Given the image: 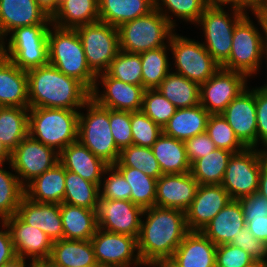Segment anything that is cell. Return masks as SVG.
Instances as JSON below:
<instances>
[{
	"mask_svg": "<svg viewBox=\"0 0 267 267\" xmlns=\"http://www.w3.org/2000/svg\"><path fill=\"white\" fill-rule=\"evenodd\" d=\"M207 6L223 7L229 5L231 8L241 10V0H206Z\"/></svg>",
	"mask_w": 267,
	"mask_h": 267,
	"instance_id": "obj_60",
	"label": "cell"
},
{
	"mask_svg": "<svg viewBox=\"0 0 267 267\" xmlns=\"http://www.w3.org/2000/svg\"><path fill=\"white\" fill-rule=\"evenodd\" d=\"M10 163L11 162V152L0 140V163Z\"/></svg>",
	"mask_w": 267,
	"mask_h": 267,
	"instance_id": "obj_63",
	"label": "cell"
},
{
	"mask_svg": "<svg viewBox=\"0 0 267 267\" xmlns=\"http://www.w3.org/2000/svg\"><path fill=\"white\" fill-rule=\"evenodd\" d=\"M0 107H29L27 71L0 57Z\"/></svg>",
	"mask_w": 267,
	"mask_h": 267,
	"instance_id": "obj_25",
	"label": "cell"
},
{
	"mask_svg": "<svg viewBox=\"0 0 267 267\" xmlns=\"http://www.w3.org/2000/svg\"><path fill=\"white\" fill-rule=\"evenodd\" d=\"M247 12L236 24L233 31L232 48L228 60L221 68L243 73L248 78L257 75L265 59V28L267 19L256 12L259 31Z\"/></svg>",
	"mask_w": 267,
	"mask_h": 267,
	"instance_id": "obj_3",
	"label": "cell"
},
{
	"mask_svg": "<svg viewBox=\"0 0 267 267\" xmlns=\"http://www.w3.org/2000/svg\"><path fill=\"white\" fill-rule=\"evenodd\" d=\"M209 116L210 114L201 104L177 109L163 127V133L185 142L189 138L206 132Z\"/></svg>",
	"mask_w": 267,
	"mask_h": 267,
	"instance_id": "obj_28",
	"label": "cell"
},
{
	"mask_svg": "<svg viewBox=\"0 0 267 267\" xmlns=\"http://www.w3.org/2000/svg\"><path fill=\"white\" fill-rule=\"evenodd\" d=\"M206 133L214 142L216 148L233 153L243 151L246 147L236 137L233 129L222 114H210Z\"/></svg>",
	"mask_w": 267,
	"mask_h": 267,
	"instance_id": "obj_45",
	"label": "cell"
},
{
	"mask_svg": "<svg viewBox=\"0 0 267 267\" xmlns=\"http://www.w3.org/2000/svg\"><path fill=\"white\" fill-rule=\"evenodd\" d=\"M254 261L249 253L231 243L216 247V267H245Z\"/></svg>",
	"mask_w": 267,
	"mask_h": 267,
	"instance_id": "obj_51",
	"label": "cell"
},
{
	"mask_svg": "<svg viewBox=\"0 0 267 267\" xmlns=\"http://www.w3.org/2000/svg\"><path fill=\"white\" fill-rule=\"evenodd\" d=\"M3 55V41L0 38V57Z\"/></svg>",
	"mask_w": 267,
	"mask_h": 267,
	"instance_id": "obj_69",
	"label": "cell"
},
{
	"mask_svg": "<svg viewBox=\"0 0 267 267\" xmlns=\"http://www.w3.org/2000/svg\"><path fill=\"white\" fill-rule=\"evenodd\" d=\"M246 148H257L255 88L247 87L221 113Z\"/></svg>",
	"mask_w": 267,
	"mask_h": 267,
	"instance_id": "obj_17",
	"label": "cell"
},
{
	"mask_svg": "<svg viewBox=\"0 0 267 267\" xmlns=\"http://www.w3.org/2000/svg\"><path fill=\"white\" fill-rule=\"evenodd\" d=\"M113 166L132 167L155 179L163 175L152 149L148 147L130 145L122 149L118 161Z\"/></svg>",
	"mask_w": 267,
	"mask_h": 267,
	"instance_id": "obj_42",
	"label": "cell"
},
{
	"mask_svg": "<svg viewBox=\"0 0 267 267\" xmlns=\"http://www.w3.org/2000/svg\"><path fill=\"white\" fill-rule=\"evenodd\" d=\"M246 227L245 217L238 200L229 203L201 230L216 246L231 243L240 229Z\"/></svg>",
	"mask_w": 267,
	"mask_h": 267,
	"instance_id": "obj_26",
	"label": "cell"
},
{
	"mask_svg": "<svg viewBox=\"0 0 267 267\" xmlns=\"http://www.w3.org/2000/svg\"><path fill=\"white\" fill-rule=\"evenodd\" d=\"M238 201L241 204L246 224L251 221V218H266L267 198L258 192L241 197Z\"/></svg>",
	"mask_w": 267,
	"mask_h": 267,
	"instance_id": "obj_54",
	"label": "cell"
},
{
	"mask_svg": "<svg viewBox=\"0 0 267 267\" xmlns=\"http://www.w3.org/2000/svg\"><path fill=\"white\" fill-rule=\"evenodd\" d=\"M99 85H102L103 93L100 92ZM144 91L143 86L122 82L103 72L96 77L91 99L107 109L137 112L141 111Z\"/></svg>",
	"mask_w": 267,
	"mask_h": 267,
	"instance_id": "obj_16",
	"label": "cell"
},
{
	"mask_svg": "<svg viewBox=\"0 0 267 267\" xmlns=\"http://www.w3.org/2000/svg\"><path fill=\"white\" fill-rule=\"evenodd\" d=\"M99 21L98 0H61L51 23L60 28L75 29Z\"/></svg>",
	"mask_w": 267,
	"mask_h": 267,
	"instance_id": "obj_31",
	"label": "cell"
},
{
	"mask_svg": "<svg viewBox=\"0 0 267 267\" xmlns=\"http://www.w3.org/2000/svg\"><path fill=\"white\" fill-rule=\"evenodd\" d=\"M232 200L221 184L199 185L185 211L189 231H201Z\"/></svg>",
	"mask_w": 267,
	"mask_h": 267,
	"instance_id": "obj_19",
	"label": "cell"
},
{
	"mask_svg": "<svg viewBox=\"0 0 267 267\" xmlns=\"http://www.w3.org/2000/svg\"><path fill=\"white\" fill-rule=\"evenodd\" d=\"M49 260L60 267H96L98 265L90 240L54 241Z\"/></svg>",
	"mask_w": 267,
	"mask_h": 267,
	"instance_id": "obj_30",
	"label": "cell"
},
{
	"mask_svg": "<svg viewBox=\"0 0 267 267\" xmlns=\"http://www.w3.org/2000/svg\"><path fill=\"white\" fill-rule=\"evenodd\" d=\"M266 0H241V10L247 12H256Z\"/></svg>",
	"mask_w": 267,
	"mask_h": 267,
	"instance_id": "obj_61",
	"label": "cell"
},
{
	"mask_svg": "<svg viewBox=\"0 0 267 267\" xmlns=\"http://www.w3.org/2000/svg\"><path fill=\"white\" fill-rule=\"evenodd\" d=\"M266 67H267V65H266ZM264 87L267 89V83L264 84Z\"/></svg>",
	"mask_w": 267,
	"mask_h": 267,
	"instance_id": "obj_71",
	"label": "cell"
},
{
	"mask_svg": "<svg viewBox=\"0 0 267 267\" xmlns=\"http://www.w3.org/2000/svg\"><path fill=\"white\" fill-rule=\"evenodd\" d=\"M233 152L215 148L191 164L190 173L199 185L221 184Z\"/></svg>",
	"mask_w": 267,
	"mask_h": 267,
	"instance_id": "obj_36",
	"label": "cell"
},
{
	"mask_svg": "<svg viewBox=\"0 0 267 267\" xmlns=\"http://www.w3.org/2000/svg\"><path fill=\"white\" fill-rule=\"evenodd\" d=\"M102 180L99 187L100 198L130 201L131 187L113 165L105 169Z\"/></svg>",
	"mask_w": 267,
	"mask_h": 267,
	"instance_id": "obj_48",
	"label": "cell"
},
{
	"mask_svg": "<svg viewBox=\"0 0 267 267\" xmlns=\"http://www.w3.org/2000/svg\"><path fill=\"white\" fill-rule=\"evenodd\" d=\"M151 149L163 175L190 172L191 164L183 141L162 133Z\"/></svg>",
	"mask_w": 267,
	"mask_h": 267,
	"instance_id": "obj_32",
	"label": "cell"
},
{
	"mask_svg": "<svg viewBox=\"0 0 267 267\" xmlns=\"http://www.w3.org/2000/svg\"><path fill=\"white\" fill-rule=\"evenodd\" d=\"M75 29L81 39L90 69L96 75L106 72L120 50L117 27L98 21Z\"/></svg>",
	"mask_w": 267,
	"mask_h": 267,
	"instance_id": "obj_11",
	"label": "cell"
},
{
	"mask_svg": "<svg viewBox=\"0 0 267 267\" xmlns=\"http://www.w3.org/2000/svg\"><path fill=\"white\" fill-rule=\"evenodd\" d=\"M243 73L220 68L200 85V104L209 114H221L248 85Z\"/></svg>",
	"mask_w": 267,
	"mask_h": 267,
	"instance_id": "obj_15",
	"label": "cell"
},
{
	"mask_svg": "<svg viewBox=\"0 0 267 267\" xmlns=\"http://www.w3.org/2000/svg\"><path fill=\"white\" fill-rule=\"evenodd\" d=\"M132 145L151 148L163 129L142 111L130 112Z\"/></svg>",
	"mask_w": 267,
	"mask_h": 267,
	"instance_id": "obj_47",
	"label": "cell"
},
{
	"mask_svg": "<svg viewBox=\"0 0 267 267\" xmlns=\"http://www.w3.org/2000/svg\"><path fill=\"white\" fill-rule=\"evenodd\" d=\"M206 7V0H155V9L168 20L174 29L177 25L176 20H173V15L177 19L196 25Z\"/></svg>",
	"mask_w": 267,
	"mask_h": 267,
	"instance_id": "obj_40",
	"label": "cell"
},
{
	"mask_svg": "<svg viewBox=\"0 0 267 267\" xmlns=\"http://www.w3.org/2000/svg\"><path fill=\"white\" fill-rule=\"evenodd\" d=\"M216 247L201 231H189L172 260L180 267H216Z\"/></svg>",
	"mask_w": 267,
	"mask_h": 267,
	"instance_id": "obj_24",
	"label": "cell"
},
{
	"mask_svg": "<svg viewBox=\"0 0 267 267\" xmlns=\"http://www.w3.org/2000/svg\"><path fill=\"white\" fill-rule=\"evenodd\" d=\"M170 47L166 46L140 53L142 63V86L145 89L157 88L167 74L172 70L167 52ZM171 67V68H170Z\"/></svg>",
	"mask_w": 267,
	"mask_h": 267,
	"instance_id": "obj_37",
	"label": "cell"
},
{
	"mask_svg": "<svg viewBox=\"0 0 267 267\" xmlns=\"http://www.w3.org/2000/svg\"><path fill=\"white\" fill-rule=\"evenodd\" d=\"M87 113L79 111L78 140L95 156L109 166L114 165L120 156L109 124V109L89 99L84 106Z\"/></svg>",
	"mask_w": 267,
	"mask_h": 267,
	"instance_id": "obj_6",
	"label": "cell"
},
{
	"mask_svg": "<svg viewBox=\"0 0 267 267\" xmlns=\"http://www.w3.org/2000/svg\"><path fill=\"white\" fill-rule=\"evenodd\" d=\"M29 107H0V140L12 152L28 135Z\"/></svg>",
	"mask_w": 267,
	"mask_h": 267,
	"instance_id": "obj_35",
	"label": "cell"
},
{
	"mask_svg": "<svg viewBox=\"0 0 267 267\" xmlns=\"http://www.w3.org/2000/svg\"><path fill=\"white\" fill-rule=\"evenodd\" d=\"M38 5L52 17L54 13L58 10L61 0H36Z\"/></svg>",
	"mask_w": 267,
	"mask_h": 267,
	"instance_id": "obj_58",
	"label": "cell"
},
{
	"mask_svg": "<svg viewBox=\"0 0 267 267\" xmlns=\"http://www.w3.org/2000/svg\"><path fill=\"white\" fill-rule=\"evenodd\" d=\"M16 215L24 223L42 230L53 242L63 239L60 204L34 202L24 195Z\"/></svg>",
	"mask_w": 267,
	"mask_h": 267,
	"instance_id": "obj_22",
	"label": "cell"
},
{
	"mask_svg": "<svg viewBox=\"0 0 267 267\" xmlns=\"http://www.w3.org/2000/svg\"><path fill=\"white\" fill-rule=\"evenodd\" d=\"M117 29L120 50L136 54L166 46L176 30L156 9L121 24Z\"/></svg>",
	"mask_w": 267,
	"mask_h": 267,
	"instance_id": "obj_7",
	"label": "cell"
},
{
	"mask_svg": "<svg viewBox=\"0 0 267 267\" xmlns=\"http://www.w3.org/2000/svg\"><path fill=\"white\" fill-rule=\"evenodd\" d=\"M144 209L128 200H111L99 197L95 215L98 228L138 239Z\"/></svg>",
	"mask_w": 267,
	"mask_h": 267,
	"instance_id": "obj_14",
	"label": "cell"
},
{
	"mask_svg": "<svg viewBox=\"0 0 267 267\" xmlns=\"http://www.w3.org/2000/svg\"><path fill=\"white\" fill-rule=\"evenodd\" d=\"M31 267H60V266L55 265L49 259H45V260H40V261L33 262Z\"/></svg>",
	"mask_w": 267,
	"mask_h": 267,
	"instance_id": "obj_65",
	"label": "cell"
},
{
	"mask_svg": "<svg viewBox=\"0 0 267 267\" xmlns=\"http://www.w3.org/2000/svg\"><path fill=\"white\" fill-rule=\"evenodd\" d=\"M176 110L177 108L157 88L145 89L141 111L162 129Z\"/></svg>",
	"mask_w": 267,
	"mask_h": 267,
	"instance_id": "obj_46",
	"label": "cell"
},
{
	"mask_svg": "<svg viewBox=\"0 0 267 267\" xmlns=\"http://www.w3.org/2000/svg\"><path fill=\"white\" fill-rule=\"evenodd\" d=\"M0 227V266H2L12 261L16 254L8 228L3 222Z\"/></svg>",
	"mask_w": 267,
	"mask_h": 267,
	"instance_id": "obj_56",
	"label": "cell"
},
{
	"mask_svg": "<svg viewBox=\"0 0 267 267\" xmlns=\"http://www.w3.org/2000/svg\"><path fill=\"white\" fill-rule=\"evenodd\" d=\"M4 167V168H3ZM25 195L24 186L16 174L5 170L0 163V222L17 213L20 201Z\"/></svg>",
	"mask_w": 267,
	"mask_h": 267,
	"instance_id": "obj_41",
	"label": "cell"
},
{
	"mask_svg": "<svg viewBox=\"0 0 267 267\" xmlns=\"http://www.w3.org/2000/svg\"><path fill=\"white\" fill-rule=\"evenodd\" d=\"M59 163L70 172L100 187L103 173L109 166L101 158L95 156L79 140L70 143L59 153Z\"/></svg>",
	"mask_w": 267,
	"mask_h": 267,
	"instance_id": "obj_23",
	"label": "cell"
},
{
	"mask_svg": "<svg viewBox=\"0 0 267 267\" xmlns=\"http://www.w3.org/2000/svg\"><path fill=\"white\" fill-rule=\"evenodd\" d=\"M245 267H267V262L261 260H255L254 262Z\"/></svg>",
	"mask_w": 267,
	"mask_h": 267,
	"instance_id": "obj_67",
	"label": "cell"
},
{
	"mask_svg": "<svg viewBox=\"0 0 267 267\" xmlns=\"http://www.w3.org/2000/svg\"><path fill=\"white\" fill-rule=\"evenodd\" d=\"M266 160L267 151L260 148H245L232 154L221 183L231 199L238 200L258 191L260 171Z\"/></svg>",
	"mask_w": 267,
	"mask_h": 267,
	"instance_id": "obj_10",
	"label": "cell"
},
{
	"mask_svg": "<svg viewBox=\"0 0 267 267\" xmlns=\"http://www.w3.org/2000/svg\"><path fill=\"white\" fill-rule=\"evenodd\" d=\"M26 261L27 260H25L21 257H15L12 261H10L6 264H3L0 267H26V265H27V267H31L32 263L27 264Z\"/></svg>",
	"mask_w": 267,
	"mask_h": 267,
	"instance_id": "obj_62",
	"label": "cell"
},
{
	"mask_svg": "<svg viewBox=\"0 0 267 267\" xmlns=\"http://www.w3.org/2000/svg\"><path fill=\"white\" fill-rule=\"evenodd\" d=\"M265 60L267 63V23H266V28H265Z\"/></svg>",
	"mask_w": 267,
	"mask_h": 267,
	"instance_id": "obj_68",
	"label": "cell"
},
{
	"mask_svg": "<svg viewBox=\"0 0 267 267\" xmlns=\"http://www.w3.org/2000/svg\"><path fill=\"white\" fill-rule=\"evenodd\" d=\"M131 187L130 201L143 209L155 206L157 179L132 167H115Z\"/></svg>",
	"mask_w": 267,
	"mask_h": 267,
	"instance_id": "obj_39",
	"label": "cell"
},
{
	"mask_svg": "<svg viewBox=\"0 0 267 267\" xmlns=\"http://www.w3.org/2000/svg\"><path fill=\"white\" fill-rule=\"evenodd\" d=\"M96 267H120V266H110V265H97Z\"/></svg>",
	"mask_w": 267,
	"mask_h": 267,
	"instance_id": "obj_70",
	"label": "cell"
},
{
	"mask_svg": "<svg viewBox=\"0 0 267 267\" xmlns=\"http://www.w3.org/2000/svg\"><path fill=\"white\" fill-rule=\"evenodd\" d=\"M157 89L177 109L200 104V85L173 71L167 74Z\"/></svg>",
	"mask_w": 267,
	"mask_h": 267,
	"instance_id": "obj_34",
	"label": "cell"
},
{
	"mask_svg": "<svg viewBox=\"0 0 267 267\" xmlns=\"http://www.w3.org/2000/svg\"><path fill=\"white\" fill-rule=\"evenodd\" d=\"M226 12L224 7L207 6L197 21L202 26L205 41L202 43L212 58L222 66L229 58L232 48L233 31L237 22L247 13L230 8Z\"/></svg>",
	"mask_w": 267,
	"mask_h": 267,
	"instance_id": "obj_8",
	"label": "cell"
},
{
	"mask_svg": "<svg viewBox=\"0 0 267 267\" xmlns=\"http://www.w3.org/2000/svg\"><path fill=\"white\" fill-rule=\"evenodd\" d=\"M63 239L90 240L98 228L95 210L65 202L60 204Z\"/></svg>",
	"mask_w": 267,
	"mask_h": 267,
	"instance_id": "obj_33",
	"label": "cell"
},
{
	"mask_svg": "<svg viewBox=\"0 0 267 267\" xmlns=\"http://www.w3.org/2000/svg\"><path fill=\"white\" fill-rule=\"evenodd\" d=\"M98 4L99 21L117 28L155 9V0H98Z\"/></svg>",
	"mask_w": 267,
	"mask_h": 267,
	"instance_id": "obj_29",
	"label": "cell"
},
{
	"mask_svg": "<svg viewBox=\"0 0 267 267\" xmlns=\"http://www.w3.org/2000/svg\"><path fill=\"white\" fill-rule=\"evenodd\" d=\"M52 24L51 17L36 0H0V38L3 40L15 28Z\"/></svg>",
	"mask_w": 267,
	"mask_h": 267,
	"instance_id": "obj_21",
	"label": "cell"
},
{
	"mask_svg": "<svg viewBox=\"0 0 267 267\" xmlns=\"http://www.w3.org/2000/svg\"><path fill=\"white\" fill-rule=\"evenodd\" d=\"M168 43L175 62L173 71L199 85L209 80L221 68L198 40L181 36L174 31Z\"/></svg>",
	"mask_w": 267,
	"mask_h": 267,
	"instance_id": "obj_9",
	"label": "cell"
},
{
	"mask_svg": "<svg viewBox=\"0 0 267 267\" xmlns=\"http://www.w3.org/2000/svg\"><path fill=\"white\" fill-rule=\"evenodd\" d=\"M138 253L144 266L172 259L175 250L189 232L185 212L178 209L153 206L144 209Z\"/></svg>",
	"mask_w": 267,
	"mask_h": 267,
	"instance_id": "obj_1",
	"label": "cell"
},
{
	"mask_svg": "<svg viewBox=\"0 0 267 267\" xmlns=\"http://www.w3.org/2000/svg\"><path fill=\"white\" fill-rule=\"evenodd\" d=\"M112 78L142 86V63L140 54L119 50L106 71Z\"/></svg>",
	"mask_w": 267,
	"mask_h": 267,
	"instance_id": "obj_44",
	"label": "cell"
},
{
	"mask_svg": "<svg viewBox=\"0 0 267 267\" xmlns=\"http://www.w3.org/2000/svg\"><path fill=\"white\" fill-rule=\"evenodd\" d=\"M100 197L99 186L80 175L65 170V194L63 202L96 210Z\"/></svg>",
	"mask_w": 267,
	"mask_h": 267,
	"instance_id": "obj_38",
	"label": "cell"
},
{
	"mask_svg": "<svg viewBox=\"0 0 267 267\" xmlns=\"http://www.w3.org/2000/svg\"><path fill=\"white\" fill-rule=\"evenodd\" d=\"M48 63L66 76L80 81L90 92L94 88L97 75L87 64L84 48L76 29L50 25Z\"/></svg>",
	"mask_w": 267,
	"mask_h": 267,
	"instance_id": "obj_4",
	"label": "cell"
},
{
	"mask_svg": "<svg viewBox=\"0 0 267 267\" xmlns=\"http://www.w3.org/2000/svg\"><path fill=\"white\" fill-rule=\"evenodd\" d=\"M8 228L16 257L30 263L49 259L53 241L39 228L24 223L16 214L3 221Z\"/></svg>",
	"mask_w": 267,
	"mask_h": 267,
	"instance_id": "obj_18",
	"label": "cell"
},
{
	"mask_svg": "<svg viewBox=\"0 0 267 267\" xmlns=\"http://www.w3.org/2000/svg\"><path fill=\"white\" fill-rule=\"evenodd\" d=\"M29 108L82 110L91 92L49 63L27 71Z\"/></svg>",
	"mask_w": 267,
	"mask_h": 267,
	"instance_id": "obj_2",
	"label": "cell"
},
{
	"mask_svg": "<svg viewBox=\"0 0 267 267\" xmlns=\"http://www.w3.org/2000/svg\"><path fill=\"white\" fill-rule=\"evenodd\" d=\"M257 148L259 144L267 151V89L262 85L255 87ZM261 142V143H260Z\"/></svg>",
	"mask_w": 267,
	"mask_h": 267,
	"instance_id": "obj_53",
	"label": "cell"
},
{
	"mask_svg": "<svg viewBox=\"0 0 267 267\" xmlns=\"http://www.w3.org/2000/svg\"><path fill=\"white\" fill-rule=\"evenodd\" d=\"M58 162L59 153L55 149L28 134L11 152V162L8 165L25 187L35 177L53 168Z\"/></svg>",
	"mask_w": 267,
	"mask_h": 267,
	"instance_id": "obj_12",
	"label": "cell"
},
{
	"mask_svg": "<svg viewBox=\"0 0 267 267\" xmlns=\"http://www.w3.org/2000/svg\"><path fill=\"white\" fill-rule=\"evenodd\" d=\"M199 183L190 172L164 174L157 179L155 205L186 211L191 205Z\"/></svg>",
	"mask_w": 267,
	"mask_h": 267,
	"instance_id": "obj_20",
	"label": "cell"
},
{
	"mask_svg": "<svg viewBox=\"0 0 267 267\" xmlns=\"http://www.w3.org/2000/svg\"><path fill=\"white\" fill-rule=\"evenodd\" d=\"M3 56L11 60L20 69L28 71L48 64V44L3 45Z\"/></svg>",
	"mask_w": 267,
	"mask_h": 267,
	"instance_id": "obj_43",
	"label": "cell"
},
{
	"mask_svg": "<svg viewBox=\"0 0 267 267\" xmlns=\"http://www.w3.org/2000/svg\"><path fill=\"white\" fill-rule=\"evenodd\" d=\"M25 196L34 202L61 204L65 194V168L58 162L25 187Z\"/></svg>",
	"mask_w": 267,
	"mask_h": 267,
	"instance_id": "obj_27",
	"label": "cell"
},
{
	"mask_svg": "<svg viewBox=\"0 0 267 267\" xmlns=\"http://www.w3.org/2000/svg\"><path fill=\"white\" fill-rule=\"evenodd\" d=\"M231 244L240 247L255 260L267 262V243L258 240L246 227L240 229L237 237L233 238Z\"/></svg>",
	"mask_w": 267,
	"mask_h": 267,
	"instance_id": "obj_52",
	"label": "cell"
},
{
	"mask_svg": "<svg viewBox=\"0 0 267 267\" xmlns=\"http://www.w3.org/2000/svg\"><path fill=\"white\" fill-rule=\"evenodd\" d=\"M256 13L260 14L264 18L267 19V0L266 2L256 11Z\"/></svg>",
	"mask_w": 267,
	"mask_h": 267,
	"instance_id": "obj_66",
	"label": "cell"
},
{
	"mask_svg": "<svg viewBox=\"0 0 267 267\" xmlns=\"http://www.w3.org/2000/svg\"><path fill=\"white\" fill-rule=\"evenodd\" d=\"M257 192L261 194L263 197L267 198V160L263 163L260 171Z\"/></svg>",
	"mask_w": 267,
	"mask_h": 267,
	"instance_id": "obj_59",
	"label": "cell"
},
{
	"mask_svg": "<svg viewBox=\"0 0 267 267\" xmlns=\"http://www.w3.org/2000/svg\"><path fill=\"white\" fill-rule=\"evenodd\" d=\"M78 110L29 108L28 134L60 153L78 140Z\"/></svg>",
	"mask_w": 267,
	"mask_h": 267,
	"instance_id": "obj_5",
	"label": "cell"
},
{
	"mask_svg": "<svg viewBox=\"0 0 267 267\" xmlns=\"http://www.w3.org/2000/svg\"><path fill=\"white\" fill-rule=\"evenodd\" d=\"M109 124L116 146L120 151L132 145L130 112L109 109Z\"/></svg>",
	"mask_w": 267,
	"mask_h": 267,
	"instance_id": "obj_50",
	"label": "cell"
},
{
	"mask_svg": "<svg viewBox=\"0 0 267 267\" xmlns=\"http://www.w3.org/2000/svg\"><path fill=\"white\" fill-rule=\"evenodd\" d=\"M246 228L260 241L267 243V216L266 218H251Z\"/></svg>",
	"mask_w": 267,
	"mask_h": 267,
	"instance_id": "obj_57",
	"label": "cell"
},
{
	"mask_svg": "<svg viewBox=\"0 0 267 267\" xmlns=\"http://www.w3.org/2000/svg\"><path fill=\"white\" fill-rule=\"evenodd\" d=\"M152 267H180L172 259H163L158 262H155Z\"/></svg>",
	"mask_w": 267,
	"mask_h": 267,
	"instance_id": "obj_64",
	"label": "cell"
},
{
	"mask_svg": "<svg viewBox=\"0 0 267 267\" xmlns=\"http://www.w3.org/2000/svg\"><path fill=\"white\" fill-rule=\"evenodd\" d=\"M186 147V155L189 163L208 155L214 151L216 146L206 132L189 138L184 142Z\"/></svg>",
	"mask_w": 267,
	"mask_h": 267,
	"instance_id": "obj_55",
	"label": "cell"
},
{
	"mask_svg": "<svg viewBox=\"0 0 267 267\" xmlns=\"http://www.w3.org/2000/svg\"><path fill=\"white\" fill-rule=\"evenodd\" d=\"M90 241L98 265L144 267L138 253L137 238L133 236L97 228Z\"/></svg>",
	"mask_w": 267,
	"mask_h": 267,
	"instance_id": "obj_13",
	"label": "cell"
},
{
	"mask_svg": "<svg viewBox=\"0 0 267 267\" xmlns=\"http://www.w3.org/2000/svg\"><path fill=\"white\" fill-rule=\"evenodd\" d=\"M52 24H38L15 28L11 31L10 38L3 39V45L30 46L35 44H48V29ZM5 41V42H4ZM6 41H8L6 43Z\"/></svg>",
	"mask_w": 267,
	"mask_h": 267,
	"instance_id": "obj_49",
	"label": "cell"
}]
</instances>
